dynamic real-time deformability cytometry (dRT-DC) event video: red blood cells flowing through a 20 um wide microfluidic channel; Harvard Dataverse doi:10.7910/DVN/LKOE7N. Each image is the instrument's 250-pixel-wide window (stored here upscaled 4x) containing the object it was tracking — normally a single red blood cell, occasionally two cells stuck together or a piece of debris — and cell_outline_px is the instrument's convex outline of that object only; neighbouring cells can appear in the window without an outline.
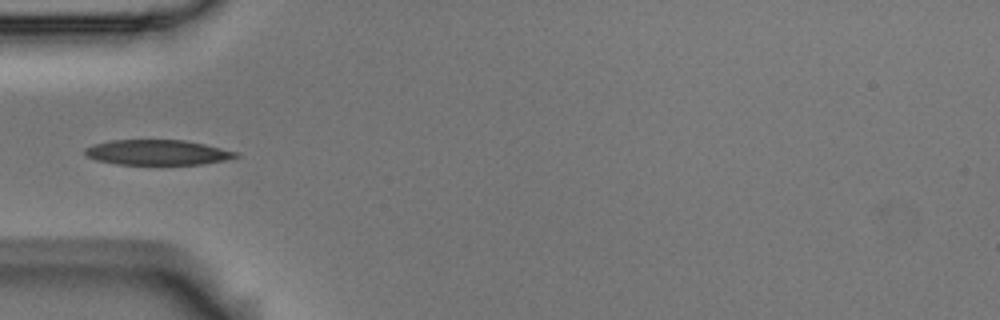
{"species": "Egyptian fruit bat (a non-hibernating species)", "species_latin": "Rousettus aegyptiacus", "temperature_condition": "room temperature", "stored_images_in_passage": 40, "camera_frame_rate_fps": 3000, "um_per_image_px": 0.085, "animal": {"sex": "male"}, "frame": {"image": 1, "passage_image": 1, "time_ms": 0.0, "image_size_px": [1000, 320], "cell_outline_px": [[240, 156], [224, 160], [204, 164], [116, 164], [96, 160], [88, 156], [84, 152], [84, 148], [92, 144], [112, 140], [184, 140], [204, 144], [236, 152]], "centroid_in_image_um": [13.34, 12.95], "position_along_channel_um": 71.7, "area_um2": 21.96}}
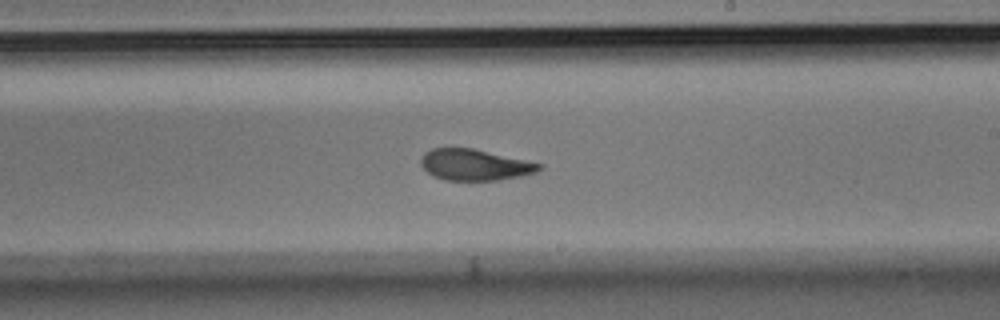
{"frame": {"image": 2, "passage_image": 16, "time_ms": 5.0, "image_size_px": [1000, 320], "cell_outline_px": [[544, 164], [536, 172], [520, 176], [496, 180], [444, 180], [432, 176], [420, 164], [420, 160], [424, 152], [432, 148], [472, 148]], "centroid_in_image_um": [40.32, 14.01], "position_along_channel_um": 248.7, "area_um2": 21.39}}
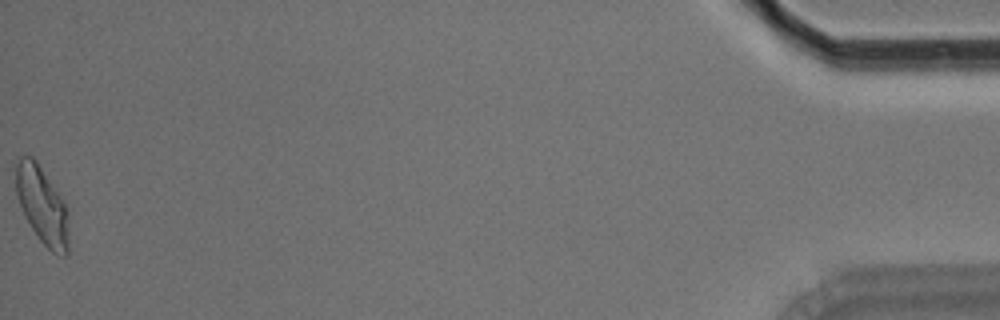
{"frame": {"image": 3, "passage_image": 40, "time_ms": 13.0, "image_size_px": [1000, 320], "cell_outline_px": [[68, 256], [64, 256], [52, 252], [40, 240], [24, 216], [16, 196], [16, 164], [20, 156], [32, 156], [36, 160], [60, 196], [68, 212]], "centroid_in_image_um": [3.58, 17.46], "position_along_channel_um": 431.6, "area_um2": 23.64}}